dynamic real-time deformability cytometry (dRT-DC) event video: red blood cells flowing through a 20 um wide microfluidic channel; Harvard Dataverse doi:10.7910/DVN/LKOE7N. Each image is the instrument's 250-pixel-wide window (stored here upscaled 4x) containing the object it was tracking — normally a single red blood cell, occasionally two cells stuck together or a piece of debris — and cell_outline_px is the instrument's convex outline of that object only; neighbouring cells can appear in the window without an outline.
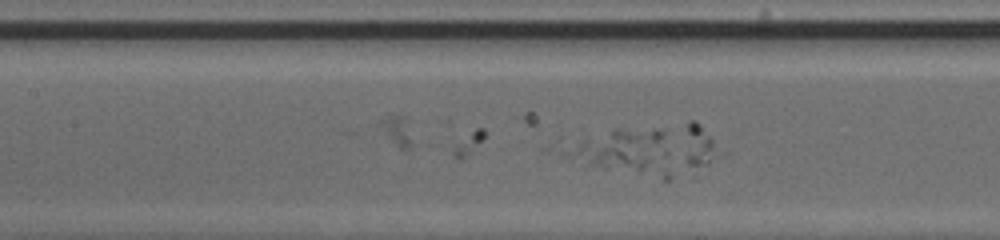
{"species": "human", "species_latin": "Homo sapiens", "temperature_condition": "cold", "stored_images_in_passage": 39, "camera_frame_rate_fps": 3000, "um_per_image_px": 0.085, "donor": {"sex": "male"}, "frame": {"image": 1, "passage_image": 12, "time_ms": 3.667, "image_size_px": [1000, 240], "cell_outline_px": [[664, 132], [660, 144], [644, 164], [640, 168], [604, 168], [588, 164], [568, 156], [564, 152], [612, 128], [656, 128]], "centroid_in_image_um": [52.59, 12.58], "position_along_channel_um": 154.8, "area_um2": 20.29}}
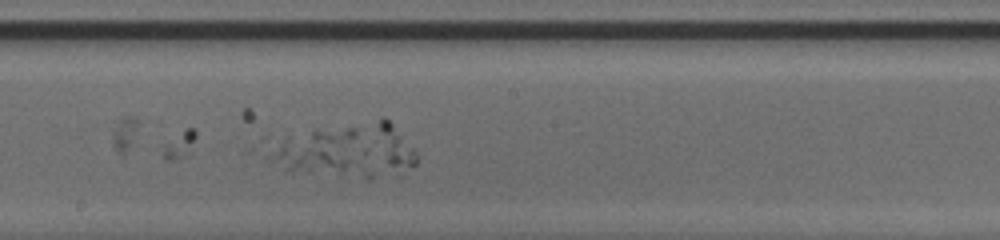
{"frame": {"image": 2, "passage_image": 17, "time_ms": 5.333, "image_size_px": [1000, 240], "cell_outline_px": [[356, 140], [348, 164], [344, 168], [288, 168], [280, 156], [280, 148], [284, 144], [316, 128], [356, 128]], "centroid_in_image_um": [27.22, 12.66], "position_along_channel_um": 221.0, "area_um2": 18.26}}
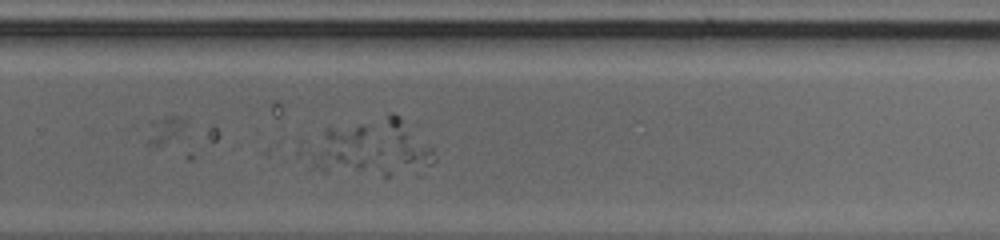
{"frame": {"image": 3, "passage_image": 23, "time_ms": 7.333, "image_size_px": [1000, 240], "cell_outline_px": [[380, 152], [360, 168], [324, 172], [308, 168], [296, 156], [296, 152], [300, 140], [324, 128], [360, 124], [364, 128], [380, 148]], "centroid_in_image_um": [28.69, 12.64], "position_along_channel_um": 301.1, "area_um2": 21.21}}